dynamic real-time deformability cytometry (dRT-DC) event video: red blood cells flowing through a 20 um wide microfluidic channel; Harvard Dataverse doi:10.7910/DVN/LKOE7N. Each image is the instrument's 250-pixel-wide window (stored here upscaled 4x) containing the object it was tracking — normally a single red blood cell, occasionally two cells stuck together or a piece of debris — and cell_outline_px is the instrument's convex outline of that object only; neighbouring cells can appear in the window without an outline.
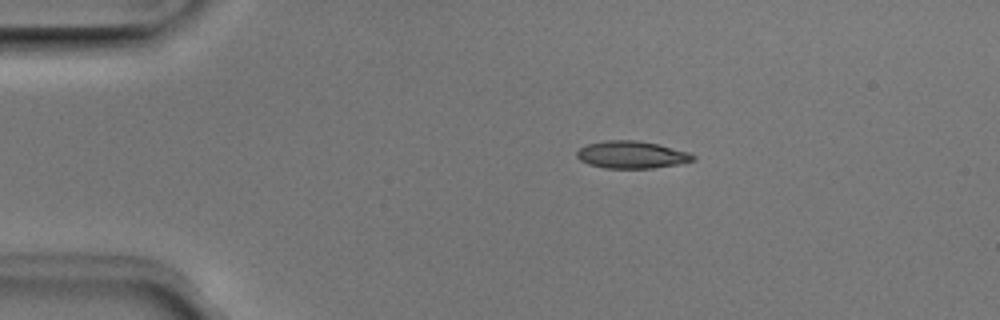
{"species": "Egyptian fruit bat (a non-hibernating species)", "species_latin": "Rousettus aegyptiacus", "temperature_condition": "room temperature", "stored_images_in_passage": 42, "camera_frame_rate_fps": 3000, "um_per_image_px": 0.085, "animal": {"sex": "male"}, "frame": {"image": 1, "passage_image": 1, "time_ms": 0.0, "image_size_px": [1000, 320], "cell_outline_px": [[696, 160], [680, 164], [652, 168], [604, 168], [588, 164], [580, 160], [576, 156], [576, 152], [580, 148], [588, 144], [604, 140], [636, 140], [656, 144], [688, 152], [696, 156]], "centroid_in_image_um": [53.68, 13.16], "position_along_channel_um": 31.3, "area_um2": 18.5}}
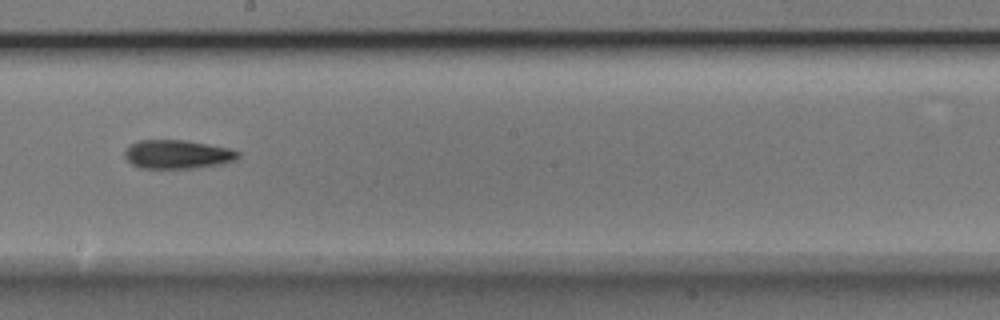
{"frame": {"image": 2, "passage_image": 20, "time_ms": 6.333, "image_size_px": [1000, 320], "cell_outline_px": [[240, 156], [236, 160], [224, 164], [192, 168], [140, 168], [132, 164], [124, 156], [124, 148], [140, 140], [188, 140], [228, 148], [240, 152]], "centroid_in_image_um": [15.1, 13.12], "position_along_channel_um": 233.1, "area_um2": 19.13}}
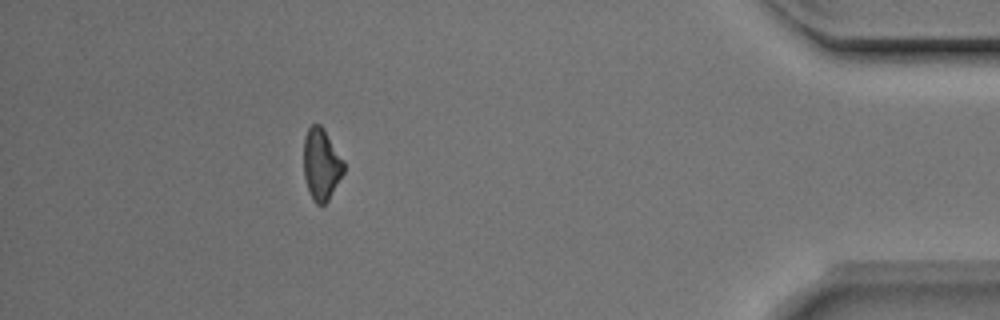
{"frame": {"image": 3, "passage_image": 37, "time_ms": 12.0, "image_size_px": [1000, 320], "cell_outline_px": [[344, 172], [328, 200], [324, 204], [316, 204], [312, 200], [304, 176], [304, 136], [308, 128], [312, 124], [320, 124], [324, 128], [344, 160]], "centroid_in_image_um": [27.31, 13.94], "position_along_channel_um": 407.9, "area_um2": 16.76}, "authors_computed_cell_mechanics": {"area_um2": 18.1781, "velocity_mm_per_s": 3.9889, "shape_relaxation_time_tau1_ms": 9.4094, "shape_relaxation_time_tau2_ms": 5.0068, "deformation_change_tau1": 0.2181, "deformation_change_tau2": 0.153}}